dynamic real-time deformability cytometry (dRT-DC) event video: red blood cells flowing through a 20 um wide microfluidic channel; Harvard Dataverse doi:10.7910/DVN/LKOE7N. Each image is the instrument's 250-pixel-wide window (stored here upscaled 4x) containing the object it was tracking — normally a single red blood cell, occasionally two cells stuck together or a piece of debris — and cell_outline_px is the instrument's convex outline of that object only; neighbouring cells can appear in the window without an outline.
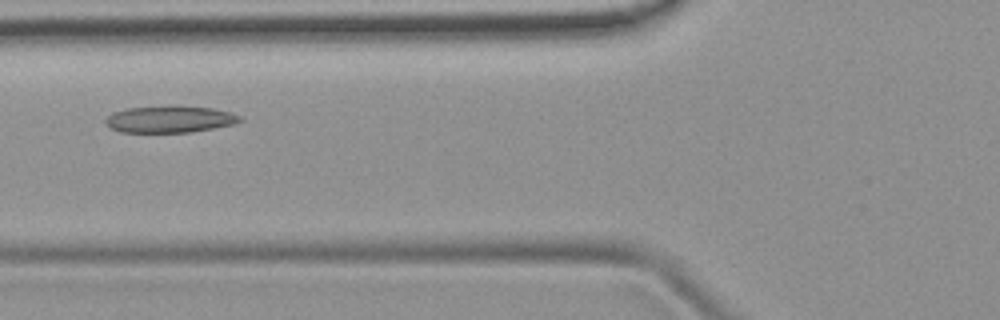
{"species": "common noctule bat (a hibernating species)", "species_latin": "Nyctalus noctula", "temperature_condition": "room temperature", "stored_images_in_passage": 7, "camera_frame_rate_fps": 3000, "um_per_image_px": 0.085, "animal": {"sex": "female", "body_mass_g": 19.9}, "frame": {"image": 1, "passage_image": 7, "time_ms": 6.667, "image_size_px": [1000, 320], "cell_outline_px": [[244, 120], [232, 124], [192, 132], [120, 132], [108, 128], [104, 124], [104, 120], [112, 112], [128, 108], [172, 104], [176, 104], [212, 108], [232, 112], [240, 116]], "centroid_in_image_um": [14.39, 10.11], "position_along_channel_um": 111.4, "area_um2": 21.56}}